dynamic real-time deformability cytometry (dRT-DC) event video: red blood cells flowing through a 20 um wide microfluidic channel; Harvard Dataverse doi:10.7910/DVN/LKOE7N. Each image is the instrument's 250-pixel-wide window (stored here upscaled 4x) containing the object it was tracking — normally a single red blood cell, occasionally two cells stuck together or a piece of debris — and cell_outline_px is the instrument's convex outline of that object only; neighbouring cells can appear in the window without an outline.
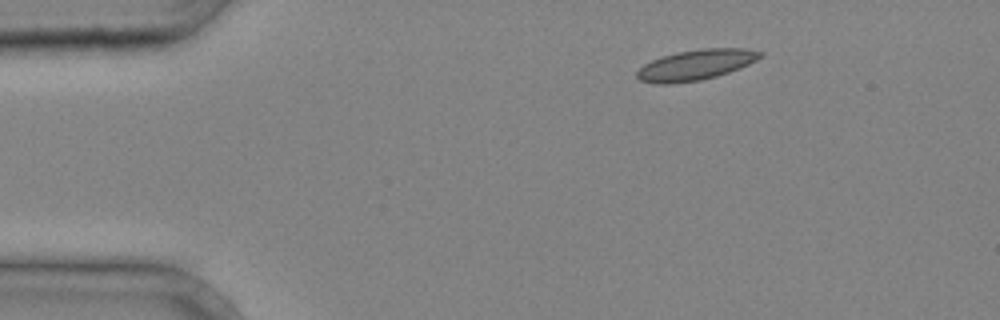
{"species": "common noctule bat (a hibernating species)", "species_latin": "Nyctalus noctula", "temperature_condition": "cold", "stored_images_in_passage": 2, "camera_frame_rate_fps": 3000, "um_per_image_px": 0.085, "animal": {"sex": "male", "body_mass_g": 20.4}, "frame": {"image": 1, "passage_image": 1, "time_ms": 0.0, "image_size_px": [1000, 320], "cell_outline_px": [[764, 56], [740, 68], [716, 76], [700, 80], [668, 84], [656, 84], [640, 80], [636, 76], [636, 72], [644, 64], [652, 60], [676, 52], [700, 48], [744, 48], [764, 52]], "centroid_in_image_um": [59.16, 5.5], "position_along_channel_um": 25.8, "area_um2": 21.85}}